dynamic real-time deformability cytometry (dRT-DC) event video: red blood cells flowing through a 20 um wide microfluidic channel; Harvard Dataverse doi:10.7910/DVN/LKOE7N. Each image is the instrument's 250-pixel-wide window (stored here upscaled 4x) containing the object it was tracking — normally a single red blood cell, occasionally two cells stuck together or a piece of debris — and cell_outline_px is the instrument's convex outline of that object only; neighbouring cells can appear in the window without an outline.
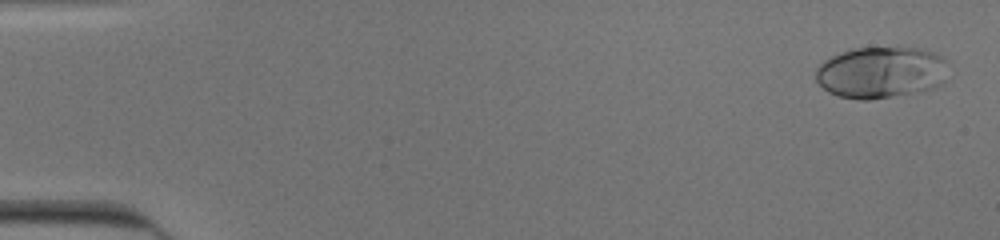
{"species": "human", "species_latin": "Homo sapiens", "temperature_condition": "cold", "stored_images_in_passage": 45, "camera_frame_rate_fps": 3000, "um_per_image_px": 0.085, "donor": {"sex": "male"}, "frame": {"image": 1, "passage_image": 2, "time_ms": 0.333, "image_size_px": [1000, 240], "cell_outline_px": [[948, 60], [944, 84], [932, 88], [916, 92], [868, 100], [860, 100], [840, 96], [828, 92], [816, 80], [816, 68], [824, 60], [832, 56], [852, 48], [924, 48], [936, 52], [944, 56]], "centroid_in_image_um": [74.93, 6.14], "position_along_channel_um": 10.1, "area_um2": 40.11}}
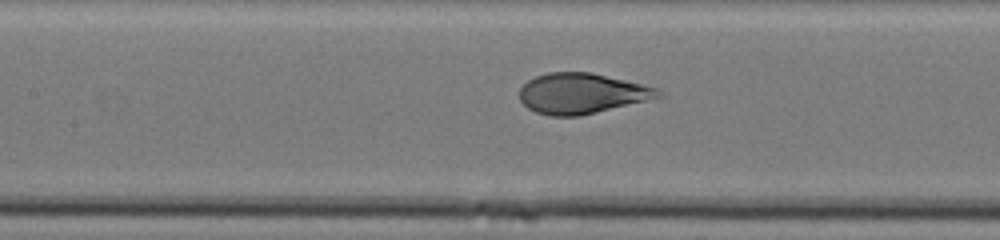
{"frame": {"image": 2, "passage_image": 25, "time_ms": 8.0, "image_size_px": [1000, 240], "cell_outline_px": [[664, 96], [580, 116], [552, 116], [536, 112], [528, 108], [520, 100], [520, 88], [528, 80], [536, 76], [548, 72], [592, 72], [660, 88]], "centroid_in_image_um": [49.47, 7.93], "position_along_channel_um": 157.9, "area_um2": 32.71}}
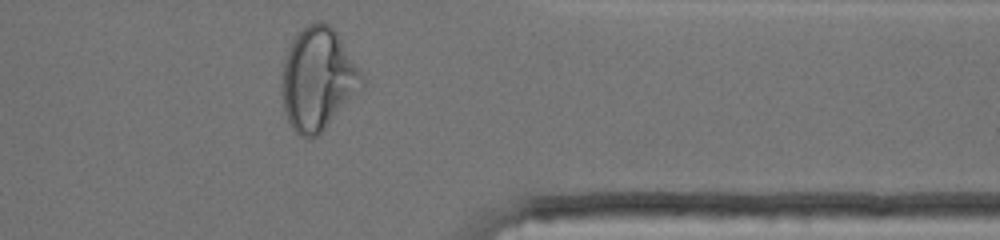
{"frame": {"image": 3, "passage_image": 43, "time_ms": 14.0, "image_size_px": [1000, 240], "cell_outline_px": [[364, 88], [316, 136], [300, 136], [292, 128], [284, 112], [280, 92], [280, 88], [284, 60], [288, 48], [292, 40], [308, 24], [316, 20], [320, 20], [328, 24], [336, 32], [360, 68], [364, 76]], "centroid_in_image_um": [27.02, 6.71], "position_along_channel_um": 384.4, "area_um2": 47.92}, "authors_computed_cell_mechanics": {"area_um2": 35.6626, "velocity_mm_per_s": 3.925, "shape_relaxation_time_tau1_ms": 3.6945, "shape_relaxation_time_tau2_ms": null, "deformation_change_tau1": 0.1884, "deformation_change_tau2": null}}